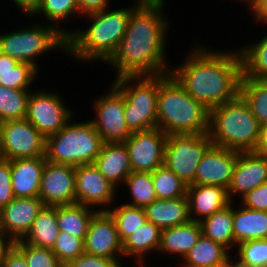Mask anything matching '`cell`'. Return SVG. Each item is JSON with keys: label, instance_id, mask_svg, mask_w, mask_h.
Instances as JSON below:
<instances>
[{"label": "cell", "instance_id": "1", "mask_svg": "<svg viewBox=\"0 0 267 267\" xmlns=\"http://www.w3.org/2000/svg\"><path fill=\"white\" fill-rule=\"evenodd\" d=\"M165 1H142L130 14L115 54L107 62L122 76H156L170 73L167 64L169 21Z\"/></svg>", "mask_w": 267, "mask_h": 267}, {"label": "cell", "instance_id": "2", "mask_svg": "<svg viewBox=\"0 0 267 267\" xmlns=\"http://www.w3.org/2000/svg\"><path fill=\"white\" fill-rule=\"evenodd\" d=\"M194 45L183 63L171 67L170 74L196 101L209 111L239 95L242 60L239 50H215Z\"/></svg>", "mask_w": 267, "mask_h": 267}, {"label": "cell", "instance_id": "3", "mask_svg": "<svg viewBox=\"0 0 267 267\" xmlns=\"http://www.w3.org/2000/svg\"><path fill=\"white\" fill-rule=\"evenodd\" d=\"M142 2L134 0L130 7L103 9L82 15L90 21L87 29H71L68 39L67 56L79 62H104L115 54L126 31L131 12ZM96 60V61H95Z\"/></svg>", "mask_w": 267, "mask_h": 267}, {"label": "cell", "instance_id": "4", "mask_svg": "<svg viewBox=\"0 0 267 267\" xmlns=\"http://www.w3.org/2000/svg\"><path fill=\"white\" fill-rule=\"evenodd\" d=\"M157 128L170 135L209 132L210 111L170 74L159 75Z\"/></svg>", "mask_w": 267, "mask_h": 267}, {"label": "cell", "instance_id": "5", "mask_svg": "<svg viewBox=\"0 0 267 267\" xmlns=\"http://www.w3.org/2000/svg\"><path fill=\"white\" fill-rule=\"evenodd\" d=\"M260 124L238 95L210 110L209 136L213 145L238 152H255Z\"/></svg>", "mask_w": 267, "mask_h": 267}, {"label": "cell", "instance_id": "6", "mask_svg": "<svg viewBox=\"0 0 267 267\" xmlns=\"http://www.w3.org/2000/svg\"><path fill=\"white\" fill-rule=\"evenodd\" d=\"M72 122V123H71ZM103 141L90 120H70L58 133L46 137L45 157L71 166L93 164Z\"/></svg>", "mask_w": 267, "mask_h": 267}, {"label": "cell", "instance_id": "7", "mask_svg": "<svg viewBox=\"0 0 267 267\" xmlns=\"http://www.w3.org/2000/svg\"><path fill=\"white\" fill-rule=\"evenodd\" d=\"M35 23L32 22L33 26L25 25L24 28L0 34V52L18 62L28 63L39 71L38 57L50 51L58 52L60 49L67 53L68 39L52 24L42 25L39 20Z\"/></svg>", "mask_w": 267, "mask_h": 267}, {"label": "cell", "instance_id": "8", "mask_svg": "<svg viewBox=\"0 0 267 267\" xmlns=\"http://www.w3.org/2000/svg\"><path fill=\"white\" fill-rule=\"evenodd\" d=\"M113 84L123 93L130 133L157 127L159 75L122 76L113 80Z\"/></svg>", "mask_w": 267, "mask_h": 267}, {"label": "cell", "instance_id": "9", "mask_svg": "<svg viewBox=\"0 0 267 267\" xmlns=\"http://www.w3.org/2000/svg\"><path fill=\"white\" fill-rule=\"evenodd\" d=\"M212 145L208 133L167 136L164 165L187 185H195L197 166Z\"/></svg>", "mask_w": 267, "mask_h": 267}, {"label": "cell", "instance_id": "10", "mask_svg": "<svg viewBox=\"0 0 267 267\" xmlns=\"http://www.w3.org/2000/svg\"><path fill=\"white\" fill-rule=\"evenodd\" d=\"M36 90L29 95L26 119L46 138L64 128L74 112L57 91Z\"/></svg>", "mask_w": 267, "mask_h": 267}, {"label": "cell", "instance_id": "11", "mask_svg": "<svg viewBox=\"0 0 267 267\" xmlns=\"http://www.w3.org/2000/svg\"><path fill=\"white\" fill-rule=\"evenodd\" d=\"M106 93L94 99V118L89 119L103 143L125 142L131 135L124 114L123 93L111 83Z\"/></svg>", "mask_w": 267, "mask_h": 267}, {"label": "cell", "instance_id": "12", "mask_svg": "<svg viewBox=\"0 0 267 267\" xmlns=\"http://www.w3.org/2000/svg\"><path fill=\"white\" fill-rule=\"evenodd\" d=\"M46 138L25 118L0 123V156L3 159L45 156Z\"/></svg>", "mask_w": 267, "mask_h": 267}, {"label": "cell", "instance_id": "13", "mask_svg": "<svg viewBox=\"0 0 267 267\" xmlns=\"http://www.w3.org/2000/svg\"><path fill=\"white\" fill-rule=\"evenodd\" d=\"M116 191L117 188L99 172L94 164L75 167L77 204L96 208L97 211H107L115 202Z\"/></svg>", "mask_w": 267, "mask_h": 267}, {"label": "cell", "instance_id": "14", "mask_svg": "<svg viewBox=\"0 0 267 267\" xmlns=\"http://www.w3.org/2000/svg\"><path fill=\"white\" fill-rule=\"evenodd\" d=\"M166 140V133L157 127L131 133L124 143L129 152L132 171L153 172L164 165Z\"/></svg>", "mask_w": 267, "mask_h": 267}, {"label": "cell", "instance_id": "15", "mask_svg": "<svg viewBox=\"0 0 267 267\" xmlns=\"http://www.w3.org/2000/svg\"><path fill=\"white\" fill-rule=\"evenodd\" d=\"M38 197L45 206L75 204V167L46 160Z\"/></svg>", "mask_w": 267, "mask_h": 267}, {"label": "cell", "instance_id": "16", "mask_svg": "<svg viewBox=\"0 0 267 267\" xmlns=\"http://www.w3.org/2000/svg\"><path fill=\"white\" fill-rule=\"evenodd\" d=\"M84 252L116 259L120 264L125 260L115 222L107 211H97L91 218L84 240Z\"/></svg>", "mask_w": 267, "mask_h": 267}, {"label": "cell", "instance_id": "17", "mask_svg": "<svg viewBox=\"0 0 267 267\" xmlns=\"http://www.w3.org/2000/svg\"><path fill=\"white\" fill-rule=\"evenodd\" d=\"M238 151L212 145L203 155L195 174V184L228 188Z\"/></svg>", "mask_w": 267, "mask_h": 267}, {"label": "cell", "instance_id": "18", "mask_svg": "<svg viewBox=\"0 0 267 267\" xmlns=\"http://www.w3.org/2000/svg\"><path fill=\"white\" fill-rule=\"evenodd\" d=\"M44 206L39 197H15L0 211V231L14 242L23 239Z\"/></svg>", "mask_w": 267, "mask_h": 267}, {"label": "cell", "instance_id": "19", "mask_svg": "<svg viewBox=\"0 0 267 267\" xmlns=\"http://www.w3.org/2000/svg\"><path fill=\"white\" fill-rule=\"evenodd\" d=\"M267 182V157L256 152H239L231 183L227 188L231 202ZM236 194V195H235Z\"/></svg>", "mask_w": 267, "mask_h": 267}, {"label": "cell", "instance_id": "20", "mask_svg": "<svg viewBox=\"0 0 267 267\" xmlns=\"http://www.w3.org/2000/svg\"><path fill=\"white\" fill-rule=\"evenodd\" d=\"M186 196L191 221L196 222H201L231 203L227 189L221 186L188 185Z\"/></svg>", "mask_w": 267, "mask_h": 267}, {"label": "cell", "instance_id": "21", "mask_svg": "<svg viewBox=\"0 0 267 267\" xmlns=\"http://www.w3.org/2000/svg\"><path fill=\"white\" fill-rule=\"evenodd\" d=\"M46 157L10 160L11 187L15 197H38Z\"/></svg>", "mask_w": 267, "mask_h": 267}, {"label": "cell", "instance_id": "22", "mask_svg": "<svg viewBox=\"0 0 267 267\" xmlns=\"http://www.w3.org/2000/svg\"><path fill=\"white\" fill-rule=\"evenodd\" d=\"M93 164L116 188L123 185L132 172L129 152L124 142L103 143Z\"/></svg>", "mask_w": 267, "mask_h": 267}, {"label": "cell", "instance_id": "23", "mask_svg": "<svg viewBox=\"0 0 267 267\" xmlns=\"http://www.w3.org/2000/svg\"><path fill=\"white\" fill-rule=\"evenodd\" d=\"M202 235L200 222L189 221L186 224L161 230L159 255H177L181 260L198 242Z\"/></svg>", "mask_w": 267, "mask_h": 267}, {"label": "cell", "instance_id": "24", "mask_svg": "<svg viewBox=\"0 0 267 267\" xmlns=\"http://www.w3.org/2000/svg\"><path fill=\"white\" fill-rule=\"evenodd\" d=\"M147 221L161 230L191 221L187 196L176 199H156L144 208Z\"/></svg>", "mask_w": 267, "mask_h": 267}, {"label": "cell", "instance_id": "25", "mask_svg": "<svg viewBox=\"0 0 267 267\" xmlns=\"http://www.w3.org/2000/svg\"><path fill=\"white\" fill-rule=\"evenodd\" d=\"M160 237L161 229L154 223L146 221L122 242L123 257L134 258L136 267H145V259L149 258L147 254L155 251L158 253Z\"/></svg>", "mask_w": 267, "mask_h": 267}, {"label": "cell", "instance_id": "26", "mask_svg": "<svg viewBox=\"0 0 267 267\" xmlns=\"http://www.w3.org/2000/svg\"><path fill=\"white\" fill-rule=\"evenodd\" d=\"M233 201V233L235 247L243 242L267 239V212L245 208L241 204L238 208Z\"/></svg>", "mask_w": 267, "mask_h": 267}, {"label": "cell", "instance_id": "27", "mask_svg": "<svg viewBox=\"0 0 267 267\" xmlns=\"http://www.w3.org/2000/svg\"><path fill=\"white\" fill-rule=\"evenodd\" d=\"M202 234L220 243L230 252H235V238L233 233V202L200 222Z\"/></svg>", "mask_w": 267, "mask_h": 267}, {"label": "cell", "instance_id": "28", "mask_svg": "<svg viewBox=\"0 0 267 267\" xmlns=\"http://www.w3.org/2000/svg\"><path fill=\"white\" fill-rule=\"evenodd\" d=\"M59 233L57 206H44L22 240L33 246L51 249Z\"/></svg>", "mask_w": 267, "mask_h": 267}, {"label": "cell", "instance_id": "29", "mask_svg": "<svg viewBox=\"0 0 267 267\" xmlns=\"http://www.w3.org/2000/svg\"><path fill=\"white\" fill-rule=\"evenodd\" d=\"M226 247L203 234L178 265L180 267H205L223 263L231 254Z\"/></svg>", "mask_w": 267, "mask_h": 267}, {"label": "cell", "instance_id": "30", "mask_svg": "<svg viewBox=\"0 0 267 267\" xmlns=\"http://www.w3.org/2000/svg\"><path fill=\"white\" fill-rule=\"evenodd\" d=\"M82 204L57 206V224L60 231L85 240L91 218L96 209Z\"/></svg>", "mask_w": 267, "mask_h": 267}, {"label": "cell", "instance_id": "31", "mask_svg": "<svg viewBox=\"0 0 267 267\" xmlns=\"http://www.w3.org/2000/svg\"><path fill=\"white\" fill-rule=\"evenodd\" d=\"M251 43L238 49L242 60V76L267 80V34Z\"/></svg>", "mask_w": 267, "mask_h": 267}, {"label": "cell", "instance_id": "32", "mask_svg": "<svg viewBox=\"0 0 267 267\" xmlns=\"http://www.w3.org/2000/svg\"><path fill=\"white\" fill-rule=\"evenodd\" d=\"M76 14L81 17L77 0H41L39 7L30 16V19L37 15L41 17L43 15L50 25L53 22L52 25L68 38L71 35V27L70 29L63 28L61 23L70 20V17H76Z\"/></svg>", "mask_w": 267, "mask_h": 267}, {"label": "cell", "instance_id": "33", "mask_svg": "<svg viewBox=\"0 0 267 267\" xmlns=\"http://www.w3.org/2000/svg\"><path fill=\"white\" fill-rule=\"evenodd\" d=\"M239 95L251 109L260 126L267 125V80L241 77Z\"/></svg>", "mask_w": 267, "mask_h": 267}, {"label": "cell", "instance_id": "34", "mask_svg": "<svg viewBox=\"0 0 267 267\" xmlns=\"http://www.w3.org/2000/svg\"><path fill=\"white\" fill-rule=\"evenodd\" d=\"M124 185L128 188L130 201L125 204L145 208L157 198L151 172L132 171L125 179Z\"/></svg>", "mask_w": 267, "mask_h": 267}, {"label": "cell", "instance_id": "35", "mask_svg": "<svg viewBox=\"0 0 267 267\" xmlns=\"http://www.w3.org/2000/svg\"><path fill=\"white\" fill-rule=\"evenodd\" d=\"M113 205L107 212L113 218L119 239L123 242L129 235L133 234L135 230L147 221V217L144 208L131 206L124 202L121 203V205L118 204V206H116L117 204Z\"/></svg>", "mask_w": 267, "mask_h": 267}, {"label": "cell", "instance_id": "36", "mask_svg": "<svg viewBox=\"0 0 267 267\" xmlns=\"http://www.w3.org/2000/svg\"><path fill=\"white\" fill-rule=\"evenodd\" d=\"M31 90H18L0 85V123L26 118Z\"/></svg>", "mask_w": 267, "mask_h": 267}, {"label": "cell", "instance_id": "37", "mask_svg": "<svg viewBox=\"0 0 267 267\" xmlns=\"http://www.w3.org/2000/svg\"><path fill=\"white\" fill-rule=\"evenodd\" d=\"M151 173L158 199H176L186 196L188 185L165 165Z\"/></svg>", "mask_w": 267, "mask_h": 267}, {"label": "cell", "instance_id": "38", "mask_svg": "<svg viewBox=\"0 0 267 267\" xmlns=\"http://www.w3.org/2000/svg\"><path fill=\"white\" fill-rule=\"evenodd\" d=\"M39 71L28 63L19 62L10 72L0 74V85L6 88L18 90H30L39 78Z\"/></svg>", "mask_w": 267, "mask_h": 267}, {"label": "cell", "instance_id": "39", "mask_svg": "<svg viewBox=\"0 0 267 267\" xmlns=\"http://www.w3.org/2000/svg\"><path fill=\"white\" fill-rule=\"evenodd\" d=\"M14 246L24 255L28 267H64L50 248L33 246L22 239Z\"/></svg>", "mask_w": 267, "mask_h": 267}, {"label": "cell", "instance_id": "40", "mask_svg": "<svg viewBox=\"0 0 267 267\" xmlns=\"http://www.w3.org/2000/svg\"><path fill=\"white\" fill-rule=\"evenodd\" d=\"M51 250L64 266L84 253V241L79 237L60 231Z\"/></svg>", "mask_w": 267, "mask_h": 267}, {"label": "cell", "instance_id": "41", "mask_svg": "<svg viewBox=\"0 0 267 267\" xmlns=\"http://www.w3.org/2000/svg\"><path fill=\"white\" fill-rule=\"evenodd\" d=\"M238 247V248H237ZM236 256L244 263L267 267V239H256L236 246Z\"/></svg>", "mask_w": 267, "mask_h": 267}, {"label": "cell", "instance_id": "42", "mask_svg": "<svg viewBox=\"0 0 267 267\" xmlns=\"http://www.w3.org/2000/svg\"><path fill=\"white\" fill-rule=\"evenodd\" d=\"M15 198L11 187L10 160L0 158V209Z\"/></svg>", "mask_w": 267, "mask_h": 267}, {"label": "cell", "instance_id": "43", "mask_svg": "<svg viewBox=\"0 0 267 267\" xmlns=\"http://www.w3.org/2000/svg\"><path fill=\"white\" fill-rule=\"evenodd\" d=\"M241 204L245 208L267 212V182L247 192L240 198Z\"/></svg>", "mask_w": 267, "mask_h": 267}, {"label": "cell", "instance_id": "44", "mask_svg": "<svg viewBox=\"0 0 267 267\" xmlns=\"http://www.w3.org/2000/svg\"><path fill=\"white\" fill-rule=\"evenodd\" d=\"M116 259L99 257L84 252L74 260L69 261L64 267H122Z\"/></svg>", "mask_w": 267, "mask_h": 267}, {"label": "cell", "instance_id": "45", "mask_svg": "<svg viewBox=\"0 0 267 267\" xmlns=\"http://www.w3.org/2000/svg\"><path fill=\"white\" fill-rule=\"evenodd\" d=\"M79 5L80 14L86 15L88 13L101 11L109 8V0H77Z\"/></svg>", "mask_w": 267, "mask_h": 267}, {"label": "cell", "instance_id": "46", "mask_svg": "<svg viewBox=\"0 0 267 267\" xmlns=\"http://www.w3.org/2000/svg\"><path fill=\"white\" fill-rule=\"evenodd\" d=\"M1 267H28L24 255L14 246L6 255Z\"/></svg>", "mask_w": 267, "mask_h": 267}, {"label": "cell", "instance_id": "47", "mask_svg": "<svg viewBox=\"0 0 267 267\" xmlns=\"http://www.w3.org/2000/svg\"><path fill=\"white\" fill-rule=\"evenodd\" d=\"M249 10L256 23H267V0H255Z\"/></svg>", "mask_w": 267, "mask_h": 267}, {"label": "cell", "instance_id": "48", "mask_svg": "<svg viewBox=\"0 0 267 267\" xmlns=\"http://www.w3.org/2000/svg\"><path fill=\"white\" fill-rule=\"evenodd\" d=\"M13 5L21 11L24 12L25 16H31L35 10L39 7L41 0H11Z\"/></svg>", "mask_w": 267, "mask_h": 267}, {"label": "cell", "instance_id": "49", "mask_svg": "<svg viewBox=\"0 0 267 267\" xmlns=\"http://www.w3.org/2000/svg\"><path fill=\"white\" fill-rule=\"evenodd\" d=\"M255 152L267 157V125L259 127L258 138L255 144Z\"/></svg>", "mask_w": 267, "mask_h": 267}, {"label": "cell", "instance_id": "50", "mask_svg": "<svg viewBox=\"0 0 267 267\" xmlns=\"http://www.w3.org/2000/svg\"><path fill=\"white\" fill-rule=\"evenodd\" d=\"M15 242L4 232L0 231V267L7 253L14 247Z\"/></svg>", "mask_w": 267, "mask_h": 267}, {"label": "cell", "instance_id": "51", "mask_svg": "<svg viewBox=\"0 0 267 267\" xmlns=\"http://www.w3.org/2000/svg\"><path fill=\"white\" fill-rule=\"evenodd\" d=\"M18 63L16 59L0 52V74L10 72Z\"/></svg>", "mask_w": 267, "mask_h": 267}, {"label": "cell", "instance_id": "52", "mask_svg": "<svg viewBox=\"0 0 267 267\" xmlns=\"http://www.w3.org/2000/svg\"><path fill=\"white\" fill-rule=\"evenodd\" d=\"M236 259H238V260H236ZM230 267H257V266H252L250 264L244 263L243 261H241L237 257L233 258L232 253H231L230 254Z\"/></svg>", "mask_w": 267, "mask_h": 267}, {"label": "cell", "instance_id": "53", "mask_svg": "<svg viewBox=\"0 0 267 267\" xmlns=\"http://www.w3.org/2000/svg\"><path fill=\"white\" fill-rule=\"evenodd\" d=\"M205 267H230V255L228 256L227 260H225L223 263H218L215 265H210Z\"/></svg>", "mask_w": 267, "mask_h": 267}, {"label": "cell", "instance_id": "54", "mask_svg": "<svg viewBox=\"0 0 267 267\" xmlns=\"http://www.w3.org/2000/svg\"><path fill=\"white\" fill-rule=\"evenodd\" d=\"M238 1L245 2L249 9L253 6V4L255 2V0H238Z\"/></svg>", "mask_w": 267, "mask_h": 267}, {"label": "cell", "instance_id": "55", "mask_svg": "<svg viewBox=\"0 0 267 267\" xmlns=\"http://www.w3.org/2000/svg\"><path fill=\"white\" fill-rule=\"evenodd\" d=\"M142 1H166V0H142Z\"/></svg>", "mask_w": 267, "mask_h": 267}]
</instances>
